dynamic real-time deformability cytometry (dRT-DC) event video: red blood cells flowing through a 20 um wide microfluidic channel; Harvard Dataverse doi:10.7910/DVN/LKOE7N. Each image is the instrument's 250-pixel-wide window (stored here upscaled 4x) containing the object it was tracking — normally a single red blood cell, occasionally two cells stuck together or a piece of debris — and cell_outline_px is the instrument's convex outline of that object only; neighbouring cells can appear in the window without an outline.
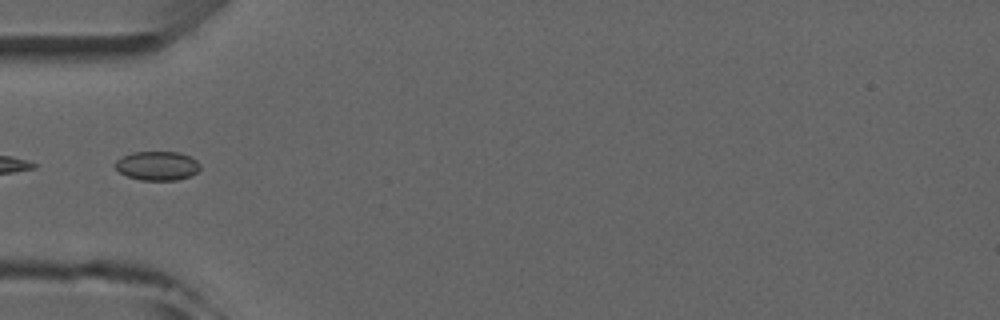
{"species": "common noctule bat (a hibernating species)", "species_latin": "Nyctalus noctula", "temperature_condition": "room temperature", "stored_images_in_passage": 4, "camera_frame_rate_fps": 3000, "um_per_image_px": 0.085, "animal": {"sex": "male", "forearm_length_mm": 52.5}, "frame": {"image": 1, "passage_image": 4, "time_ms": 4.333, "image_size_px": [1000, 320], "cell_outline_px": [[200, 168], [196, 172], [188, 176], [176, 180], [140, 180], [128, 176], [120, 172], [116, 168], [116, 160], [132, 152], [180, 152], [196, 160], [200, 164]], "centroid_in_image_um": [13.37, 14.09], "position_along_channel_um": 71.6, "area_um2": 14.16}}